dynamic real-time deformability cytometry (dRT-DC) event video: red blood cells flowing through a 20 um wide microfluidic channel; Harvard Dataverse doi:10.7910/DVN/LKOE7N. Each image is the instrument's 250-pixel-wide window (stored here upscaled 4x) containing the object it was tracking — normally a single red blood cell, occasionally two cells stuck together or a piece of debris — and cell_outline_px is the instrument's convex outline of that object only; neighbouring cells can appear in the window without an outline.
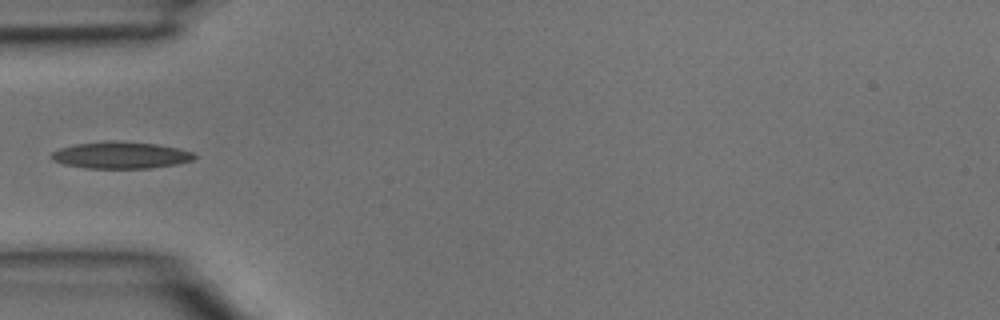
{"species": "common noctule bat (a hibernating species)", "species_latin": "Nyctalus noctula", "temperature_condition": "room temperature", "stored_images_in_passage": 1, "camera_frame_rate_fps": 3000, "um_per_image_px": 0.085, "animal": {"sex": "male", "body_mass_g": 15.6}, "frame": {"image": 1, "passage_image": 1, "time_ms": 0.0, "image_size_px": [1000, 320], "cell_outline_px": [[196, 156], [192, 160], [176, 164], [152, 168], [84, 168], [64, 164], [52, 160], [52, 152], [60, 148], [76, 144], [104, 140], [120, 140], [156, 144], [180, 148], [192, 152]], "centroid_in_image_um": [10.26, 13.17], "position_along_channel_um": 74.7, "area_um2": 22.48}}